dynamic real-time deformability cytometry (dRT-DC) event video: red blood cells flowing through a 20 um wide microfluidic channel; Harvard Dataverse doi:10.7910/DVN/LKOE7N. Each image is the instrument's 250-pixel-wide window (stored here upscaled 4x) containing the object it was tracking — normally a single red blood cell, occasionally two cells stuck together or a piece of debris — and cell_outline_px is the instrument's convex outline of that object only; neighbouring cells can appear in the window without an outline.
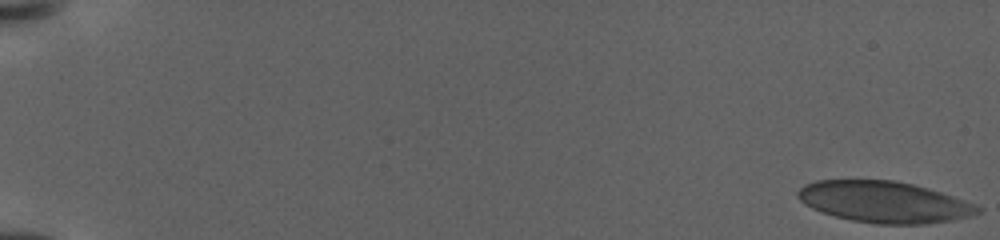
{"species": "human", "species_latin": "Homo sapiens", "temperature_condition": "warm", "stored_images_in_passage": 14, "camera_frame_rate_fps": 3000, "um_per_image_px": 0.085, "donor": {"sex": "female"}, "frame": {"image": 1, "passage_image": 1, "time_ms": 0.0, "image_size_px": [1000, 240], "cell_outline_px": [[980, 212], [968, 216], [952, 220], [924, 224], [876, 224], [852, 220], [836, 216], [812, 208], [804, 204], [796, 196], [796, 192], [804, 184], [816, 180], [892, 180], [912, 184], [928, 188], [964, 200], [980, 208]], "centroid_in_image_um": [75.1, 17.16], "position_along_channel_um": 9.9, "area_um2": 42.95}}
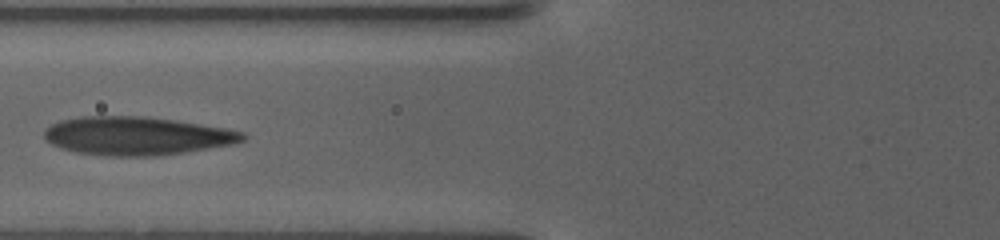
{"frame": {"image": 2, "passage_image": 12, "time_ms": 10.333, "image_size_px": [1000, 240], "cell_outline_px": [[248, 136], [244, 140], [236, 144], [184, 152], [156, 156], [100, 156], [76, 152], [60, 148], [44, 140], [44, 128], [60, 120], [80, 116], [148, 116], [176, 120], [228, 128], [244, 132]], "centroid_in_image_um": [11.63, 11.55], "position_along_channel_um": 114.2, "area_um2": 45.03}}
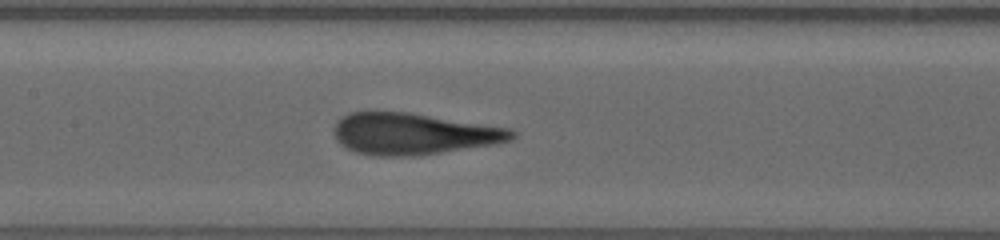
{"frame": {"image": 3, "passage_image": 14, "time_ms": 12.333, "image_size_px": [1000, 240], "cell_outline_px": [[516, 136], [512, 140], [496, 144], [412, 156], [372, 156], [356, 152], [340, 144], [336, 140], [336, 120], [348, 112], [408, 112], [512, 128], [516, 132]], "centroid_in_image_um": [35.17, 11.37], "position_along_channel_um": 172.2, "area_um2": 43.0}}